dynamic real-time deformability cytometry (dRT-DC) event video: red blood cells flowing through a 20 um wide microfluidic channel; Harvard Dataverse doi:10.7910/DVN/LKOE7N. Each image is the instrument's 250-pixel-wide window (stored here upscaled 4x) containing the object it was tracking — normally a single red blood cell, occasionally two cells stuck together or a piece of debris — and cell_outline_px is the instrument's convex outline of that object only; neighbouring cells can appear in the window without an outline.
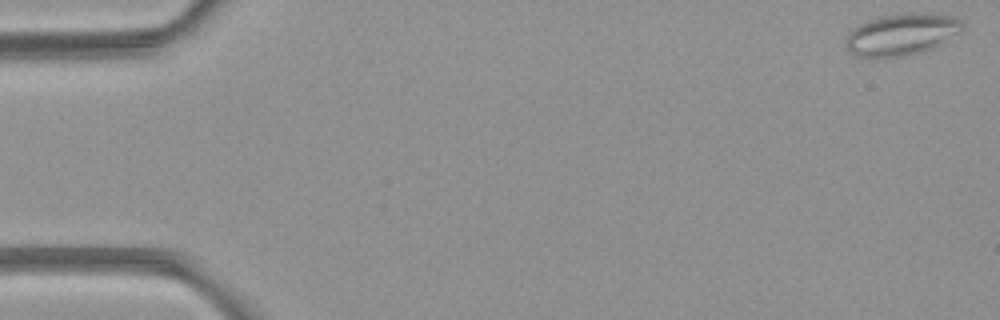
{"species": "common noctule bat (a hibernating species)", "species_latin": "Nyctalus noctula", "temperature_condition": "room temperature", "stored_images_in_passage": 5, "camera_frame_rate_fps": 3000, "um_per_image_px": 0.085, "animal": {"sex": "female", "body_mass_g": 21.9}, "frame": {"image": 1, "passage_image": 1, "time_ms": 0.0, "image_size_px": [1000, 320], "cell_outline_px": [[964, 28], [932, 48], [924, 52], [908, 56], [880, 60], [872, 60], [856, 56], [848, 52], [844, 44], [844, 36], [848, 32], [860, 24], [868, 20], [880, 16], [900, 12], [932, 12], [952, 16], [960, 20]], "centroid_in_image_um": [76.53, 2.95], "position_along_channel_um": 8.5, "area_um2": 29.54}}